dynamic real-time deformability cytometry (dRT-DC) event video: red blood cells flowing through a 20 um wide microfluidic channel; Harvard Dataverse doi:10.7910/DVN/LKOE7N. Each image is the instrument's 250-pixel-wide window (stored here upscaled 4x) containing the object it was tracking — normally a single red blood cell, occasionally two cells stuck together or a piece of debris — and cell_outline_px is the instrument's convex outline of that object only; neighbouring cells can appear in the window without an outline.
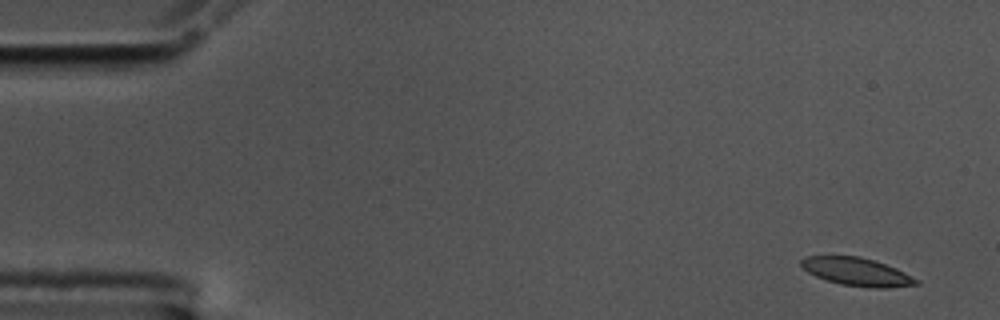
{"species": "common noctule bat (a hibernating species)", "species_latin": "Nyctalus noctula", "temperature_condition": "cold", "stored_images_in_passage": 55, "camera_frame_rate_fps": 3000, "um_per_image_px": 0.085, "animal": {"sex": "male", "body_mass_g": 17.5, "forearm_length_mm": 52.3}, "frame": {"image": 1, "passage_image": 1, "time_ms": 0.0, "image_size_px": [1000, 320], "cell_outline_px": [[920, 284], [884, 288], [876, 288], [840, 284], [816, 276], [808, 272], [800, 264], [800, 260], [804, 256], [860, 256], [896, 268], [920, 280]], "centroid_in_image_um": [72.84, 23.1], "position_along_channel_um": 12.2, "area_um2": 18.61}}
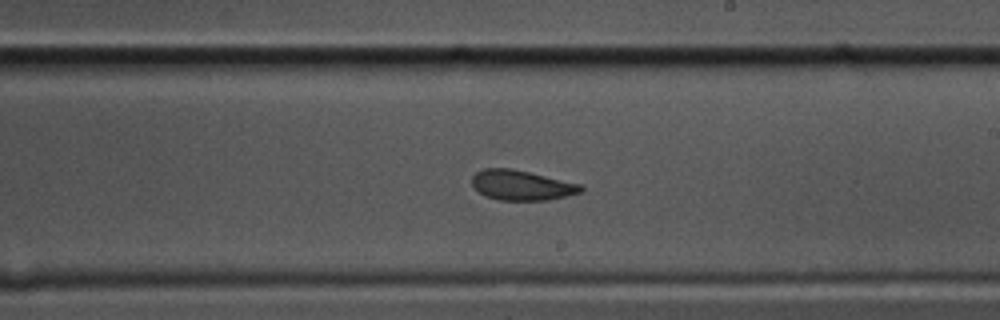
{"frame": {"image": 2, "passage_image": 31, "time_ms": 10.0, "image_size_px": [1000, 320], "cell_outline_px": [[584, 192], [548, 200], [496, 200], [484, 196], [472, 184], [472, 176], [476, 172], [484, 168], [508, 168], [528, 172], [584, 184]], "centroid_in_image_um": [44.38, 15.75], "position_along_channel_um": 244.6, "area_um2": 19.19}}
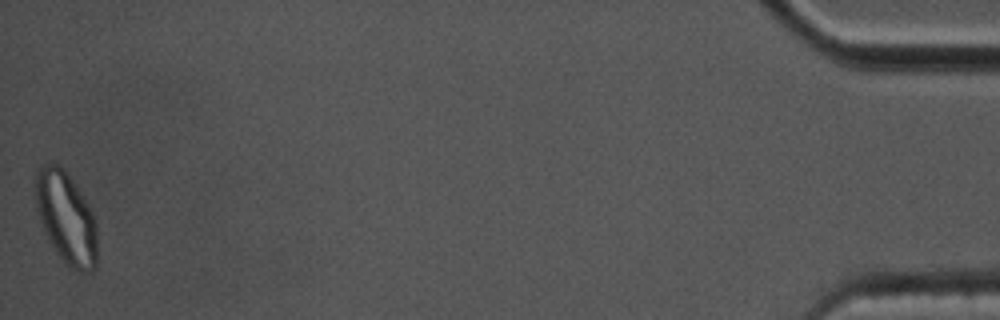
{"frame": {"image": 3, "passage_image": 55, "time_ms": 18.0, "image_size_px": [1000, 320], "cell_outline_px": [[96, 268], [92, 272], [76, 272], [68, 268], [64, 264], [56, 252], [36, 212], [36, 172], [40, 164], [56, 164], [64, 168], [76, 184], [88, 204], [96, 220]], "centroid_in_image_um": [5.64, 18.53], "position_along_channel_um": 429.6, "area_um2": 33.23}, "authors_computed_cell_mechanics": {"area_um2": 19.652, "velocity_mm_per_s": 3.5113, "shape_relaxation_time_tau1_ms": null, "shape_relaxation_time_tau2_ms": 1.9269, "deformation_change_tau1": null, "deformation_change_tau2": 0.0791}}